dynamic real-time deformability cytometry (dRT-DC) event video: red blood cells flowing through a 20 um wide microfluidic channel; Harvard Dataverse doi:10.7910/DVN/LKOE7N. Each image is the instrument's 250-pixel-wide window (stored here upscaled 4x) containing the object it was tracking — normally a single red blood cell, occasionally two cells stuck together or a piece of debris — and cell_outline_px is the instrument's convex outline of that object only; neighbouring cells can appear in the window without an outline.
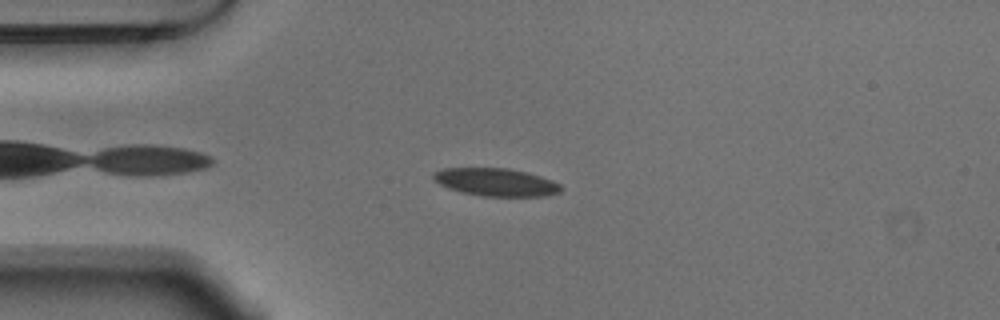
{"species": "Egyptian fruit bat (a non-hibernating species)", "species_latin": "Rousettus aegyptiacus", "temperature_condition": "warm", "stored_images_in_passage": 46, "camera_frame_rate_fps": 3000, "um_per_image_px": 0.085, "animal": {"sex": "male"}, "frame": {"image": 1, "passage_image": 5, "time_ms": 1.333, "image_size_px": [1000, 320], "cell_outline_px": [[564, 188], [560, 192], [548, 196], [484, 196], [460, 192], [448, 188], [440, 184], [432, 176], [432, 172], [444, 168], [508, 168], [528, 172], [552, 180], [560, 184]], "centroid_in_image_um": [42.18, 15.48], "position_along_channel_um": 42.8, "area_um2": 20.81}}
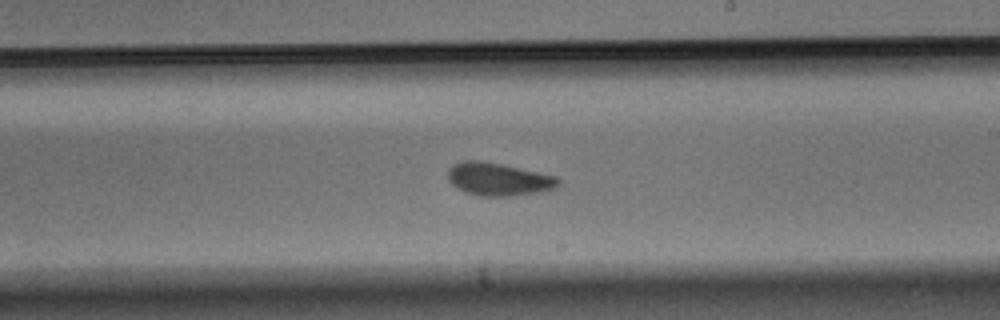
{"frame": {"image": 2, "passage_image": 23, "time_ms": 7.333, "image_size_px": [1000, 320], "cell_outline_px": [[560, 184], [556, 188], [544, 192], [512, 196], [480, 196], [464, 192], [456, 188], [448, 180], [448, 168], [452, 164], [464, 160], [480, 160], [500, 164], [556, 176], [560, 180]], "centroid_in_image_um": [42.36, 15.24], "position_along_channel_um": 246.6, "area_um2": 21.39}}
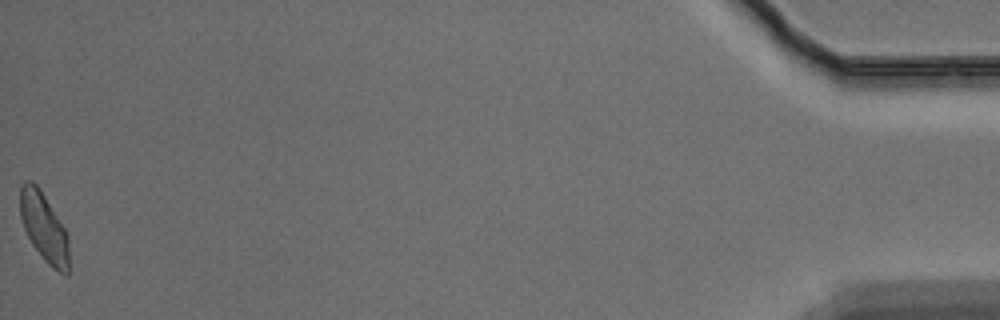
{"frame": {"image": 3, "passage_image": 46, "time_ms": 15.0, "image_size_px": [1000, 320], "cell_outline_px": [[68, 272], [60, 272], [52, 268], [44, 260], [32, 244], [24, 228], [20, 216], [20, 188], [24, 180], [32, 180], [40, 188], [64, 228], [68, 236]], "centroid_in_image_um": [3.71, 19.28], "position_along_channel_um": 431.5, "area_um2": 19.36}, "authors_computed_cell_mechanics": {"area_um2": 20.7791, "velocity_mm_per_s": 3.7152, "shape_relaxation_time_tau1_ms": 7.8182, "shape_relaxation_time_tau2_ms": 2.2533, "deformation_change_tau1": 0.1625, "deformation_change_tau2": 0.0818}}